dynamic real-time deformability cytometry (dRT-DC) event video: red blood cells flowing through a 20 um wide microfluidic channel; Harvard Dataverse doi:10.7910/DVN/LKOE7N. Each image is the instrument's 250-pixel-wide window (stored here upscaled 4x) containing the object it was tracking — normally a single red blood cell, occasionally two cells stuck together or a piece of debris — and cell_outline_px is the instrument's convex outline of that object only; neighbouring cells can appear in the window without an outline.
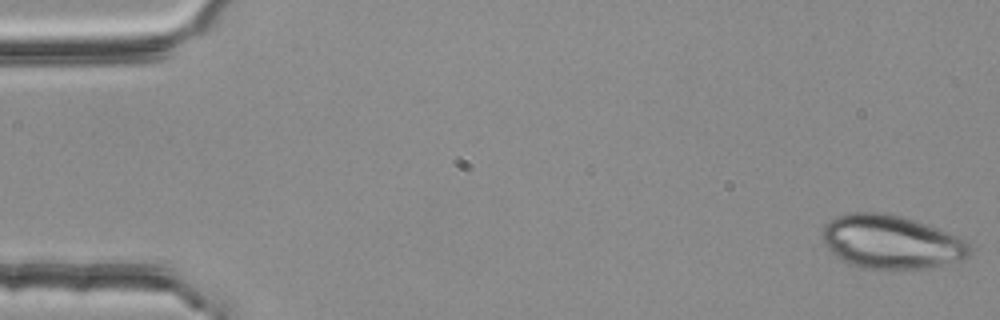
{"species": "common noctule bat (a hibernating species)", "species_latin": "Nyctalus noctula", "temperature_condition": "room temperature", "stored_images_in_passage": 17, "camera_frame_rate_fps": 3000, "um_per_image_px": 0.085, "animal": {"sex": "female", "body_mass_g": 25.1}, "frame": {"image": 1, "passage_image": 1, "time_ms": 0.0, "image_size_px": [1000, 320], "cell_outline_px": [[972, 252], [964, 260], [932, 268], [860, 268], [848, 264], [840, 260], [824, 244], [820, 232], [824, 224], [828, 220], [836, 216], [848, 212], [884, 212], [916, 220], [956, 236], [964, 240], [972, 248]], "centroid_in_image_um": [75.71, 20.56], "position_along_channel_um": 9.3, "area_um2": 46.47}}